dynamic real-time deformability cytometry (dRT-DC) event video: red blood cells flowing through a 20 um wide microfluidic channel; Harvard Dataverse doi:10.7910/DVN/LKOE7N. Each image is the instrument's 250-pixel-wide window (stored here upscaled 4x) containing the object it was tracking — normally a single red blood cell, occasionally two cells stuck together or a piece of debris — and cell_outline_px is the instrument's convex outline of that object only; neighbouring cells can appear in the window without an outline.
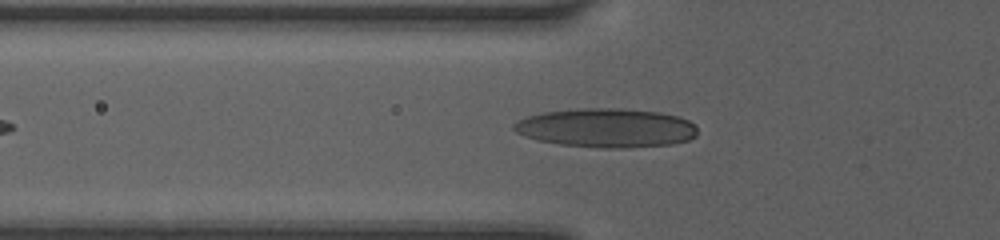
{"species": "human", "species_latin": "Homo sapiens", "temperature_condition": "room temperature", "stored_images_in_passage": 54, "camera_frame_rate_fps": 3000, "um_per_image_px": 0.085, "donor": {"sex": "female"}, "frame": {"image": 1, "passage_image": 10, "time_ms": 2.0, "image_size_px": [1000, 240], "cell_outline_px": [[696, 136], [688, 140], [672, 144], [620, 148], [600, 148], [560, 144], [536, 140], [524, 136], [516, 132], [512, 128], [512, 124], [528, 116], [544, 112], [576, 108], [620, 108], [660, 112], [680, 116], [696, 124]], "centroid_in_image_um": [51.55, 10.86], "position_along_channel_um": 74.3, "area_um2": 41.96}}
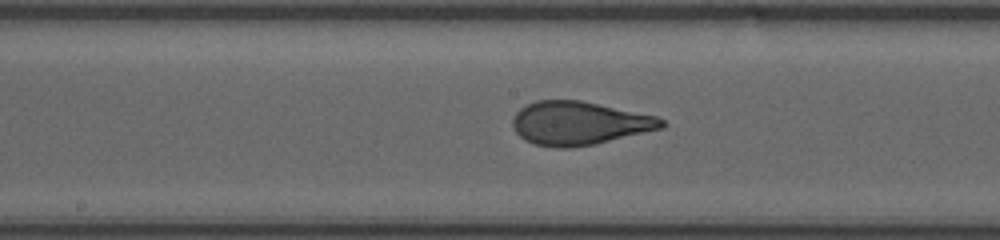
{"frame": {"image": 2, "passage_image": 24, "time_ms": 5.0, "image_size_px": [1000, 240], "cell_outline_px": [[668, 124], [664, 128], [592, 144], [568, 148], [556, 148], [536, 144], [524, 140], [516, 132], [512, 124], [512, 120], [516, 112], [520, 108], [536, 100], [580, 100], [656, 116], [664, 120]], "centroid_in_image_um": [49.22, 10.47], "position_along_channel_um": 199.0, "area_um2": 37.51}}
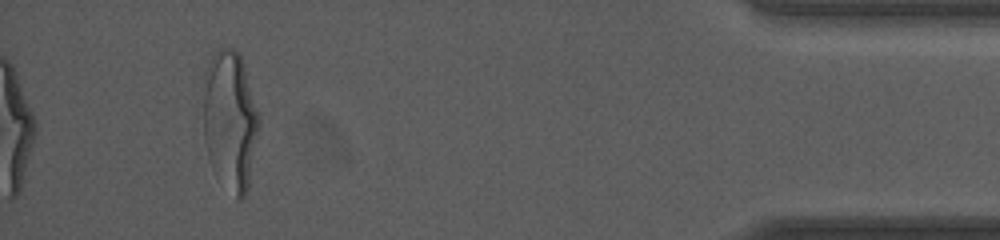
{"frame": {"image": 3, "passage_image": 54, "time_ms": 11.667, "image_size_px": [1000, 240], "cell_outline_px": [[260, 128], [248, 188], [244, 196], [240, 200], [236, 200], [208, 156], [204, 136], [204, 72], [212, 56], [220, 48], [232, 48], [240, 52], [244, 64], [260, 116]], "centroid_in_image_um": [19.6, 10.17], "position_along_channel_um": 415.6, "area_um2": 45.14}, "authors_computed_cell_mechanics": {"area_um2": 37.4833, "velocity_mm_per_s": 4.1189, "shape_relaxation_time_tau1_ms": 4.273, "shape_relaxation_time_tau2_ms": null, "deformation_change_tau1": 0.202, "deformation_change_tau2": null}}